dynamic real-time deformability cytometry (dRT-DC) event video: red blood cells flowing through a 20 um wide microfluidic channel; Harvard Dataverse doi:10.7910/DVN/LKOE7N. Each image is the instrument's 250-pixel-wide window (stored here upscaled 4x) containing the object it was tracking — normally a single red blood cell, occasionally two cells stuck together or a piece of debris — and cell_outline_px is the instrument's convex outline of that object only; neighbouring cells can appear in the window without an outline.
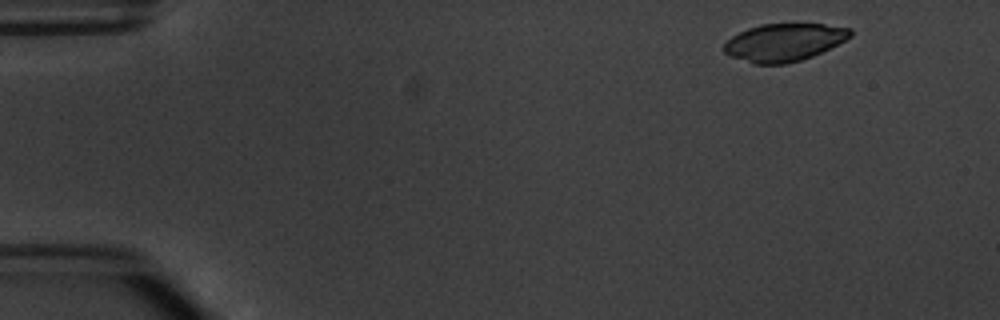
{"species": "common noctule bat (a hibernating species)", "species_latin": "Nyctalus noctula", "temperature_condition": "warm", "stored_images_in_passage": 3, "camera_frame_rate_fps": 3000, "um_per_image_px": 0.085, "animal": {"sex": "male", "body_mass_g": 20.1, "forearm_length_mm": 53.5}, "frame": {"image": 1, "passage_image": 1, "time_ms": 0.0, "image_size_px": [1000, 320], "cell_outline_px": [[852, 36], [812, 56], [800, 60], [784, 64], [752, 64], [732, 56], [724, 52], [720, 48], [732, 36], [748, 28], [760, 24], [824, 24], [852, 28]], "centroid_in_image_um": [66.62, 3.59], "position_along_channel_um": 18.4, "area_um2": 27.57}}